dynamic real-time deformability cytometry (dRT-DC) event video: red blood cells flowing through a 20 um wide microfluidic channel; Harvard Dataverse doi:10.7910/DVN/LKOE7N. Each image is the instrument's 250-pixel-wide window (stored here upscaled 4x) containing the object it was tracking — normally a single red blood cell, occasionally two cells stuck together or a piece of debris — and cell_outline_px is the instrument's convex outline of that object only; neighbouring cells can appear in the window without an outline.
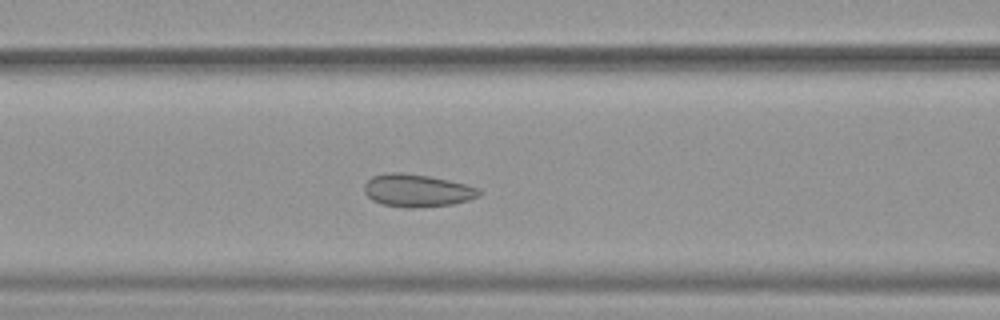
{"species": "common noctule bat (a hibernating species)", "species_latin": "Nyctalus noctula", "temperature_condition": "warm", "stored_images_in_passage": 35, "camera_frame_rate_fps": 3000, "um_per_image_px": 0.085, "animal": {"sex": "female", "body_mass_g": 19.9}, "frame": {"image": 1, "passage_image": 10, "time_ms": 3.0, "image_size_px": [1000, 320], "cell_outline_px": [[484, 192], [480, 196], [468, 200], [452, 204], [412, 208], [404, 208], [384, 204], [372, 200], [364, 192], [364, 184], [372, 176], [384, 172], [404, 172], [428, 176], [448, 180], [480, 188]], "centroid_in_image_um": [35.46, 16.18], "position_along_channel_um": 131.1, "area_um2": 22.02}}
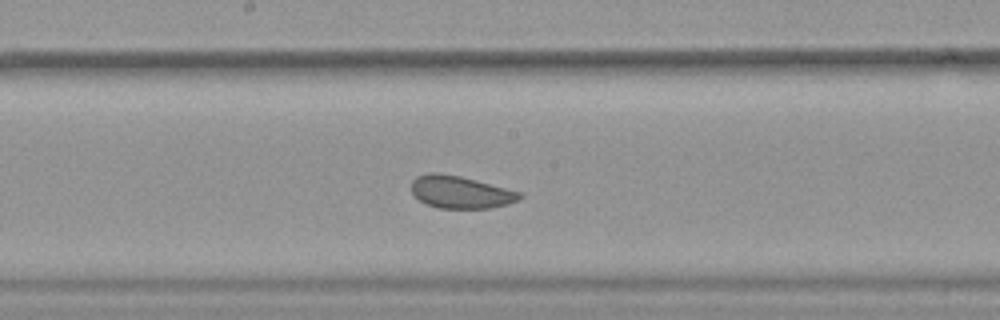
{"frame": {"image": 2, "passage_image": 16, "time_ms": 5.0, "image_size_px": [1000, 320], "cell_outline_px": [[524, 196], [520, 200], [508, 204], [488, 208], [436, 208], [420, 200], [412, 192], [412, 180], [416, 176], [428, 172], [440, 172], [460, 176], [476, 180], [520, 192]], "centroid_in_image_um": [39.14, 16.32], "position_along_channel_um": 209.1, "area_um2": 20.46}}
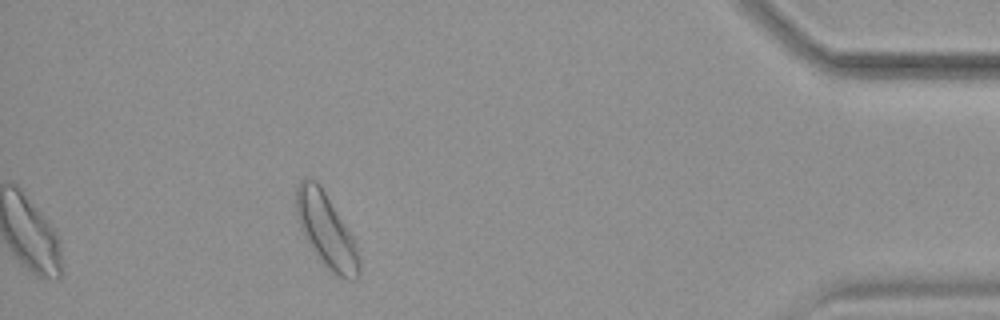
{"frame": {"image": 3, "passage_image": 35, "time_ms": 11.333, "image_size_px": [1000, 320], "cell_outline_px": [[360, 272], [356, 280], [344, 280], [332, 272], [324, 264], [304, 236], [300, 228], [296, 216], [296, 188], [300, 180], [304, 176], [308, 176], [316, 180], [320, 184], [348, 228], [356, 244], [360, 260]], "centroid_in_image_um": [27.73, 19.55], "position_along_channel_um": 407.5, "area_um2": 27.22}, "authors_computed_cell_mechanics": {"area_um2": 21.5016, "velocity_mm_per_s": 3.9113, "shape_relaxation_time_tau1_ms": null, "shape_relaxation_time_tau2_ms": 2.0398, "deformation_change_tau1": null, "deformation_change_tau2": 0.0721}}